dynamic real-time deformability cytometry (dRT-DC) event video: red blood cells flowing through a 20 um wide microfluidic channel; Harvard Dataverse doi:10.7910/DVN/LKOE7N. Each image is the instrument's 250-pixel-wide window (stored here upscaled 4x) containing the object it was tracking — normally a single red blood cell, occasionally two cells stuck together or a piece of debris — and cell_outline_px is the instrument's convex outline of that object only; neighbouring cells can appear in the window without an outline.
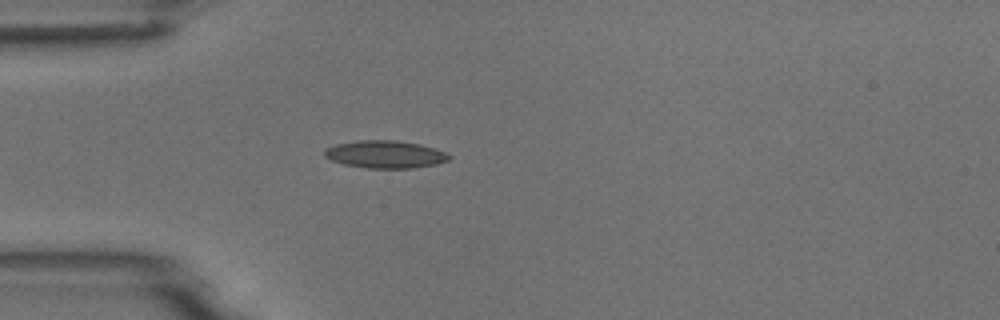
{"species": "common noctule bat (a hibernating species)", "species_latin": "Nyctalus noctula", "temperature_condition": "room temperature", "stored_images_in_passage": 1, "camera_frame_rate_fps": 3000, "um_per_image_px": 0.085, "animal": {"sex": "male", "body_mass_g": 18.8}, "frame": {"image": 1, "passage_image": 1, "time_ms": 0.0, "image_size_px": [1000, 320], "cell_outline_px": [[452, 156], [448, 160], [436, 164], [416, 168], [368, 168], [344, 164], [332, 160], [324, 156], [324, 148], [336, 144], [360, 140], [392, 140], [420, 144], [444, 152]], "centroid_in_image_um": [32.72, 13.12], "position_along_channel_um": 52.3, "area_um2": 19.88}}